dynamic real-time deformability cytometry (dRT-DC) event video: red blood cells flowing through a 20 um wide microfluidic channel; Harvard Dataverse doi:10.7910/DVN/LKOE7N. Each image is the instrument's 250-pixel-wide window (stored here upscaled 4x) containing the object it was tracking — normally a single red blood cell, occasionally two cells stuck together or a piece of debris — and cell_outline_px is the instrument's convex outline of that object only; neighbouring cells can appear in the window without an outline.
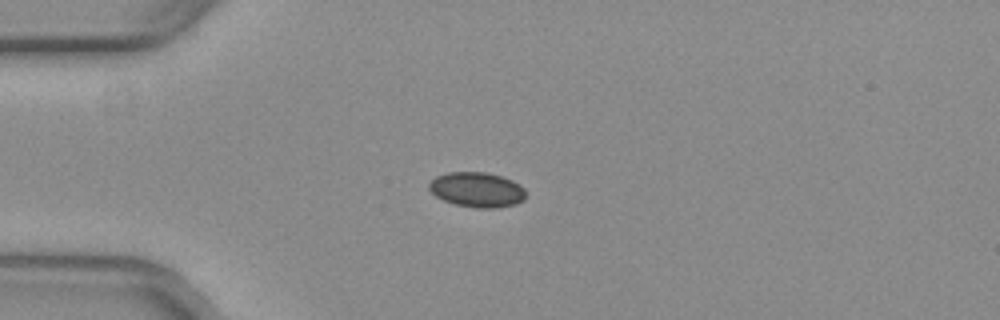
{"species": "common noctule bat (a hibernating species)", "species_latin": "Nyctalus noctula", "temperature_condition": "warm", "stored_images_in_passage": 2, "camera_frame_rate_fps": 3000, "um_per_image_px": 0.085, "animal": {"sex": "female", "body_mass_g": 29.2, "forearm_length_mm": 56.3}, "frame": {"image": 1, "passage_image": 1, "time_ms": 0.0, "image_size_px": [1000, 320], "cell_outline_px": [[520, 196], [516, 200], [500, 204], [468, 204], [452, 200], [436, 192], [444, 176], [492, 176], [504, 180], [512, 184], [520, 192]], "centroid_in_image_um": [40.63, 16.14], "position_along_channel_um": 44.4, "area_um2": 13.76}}